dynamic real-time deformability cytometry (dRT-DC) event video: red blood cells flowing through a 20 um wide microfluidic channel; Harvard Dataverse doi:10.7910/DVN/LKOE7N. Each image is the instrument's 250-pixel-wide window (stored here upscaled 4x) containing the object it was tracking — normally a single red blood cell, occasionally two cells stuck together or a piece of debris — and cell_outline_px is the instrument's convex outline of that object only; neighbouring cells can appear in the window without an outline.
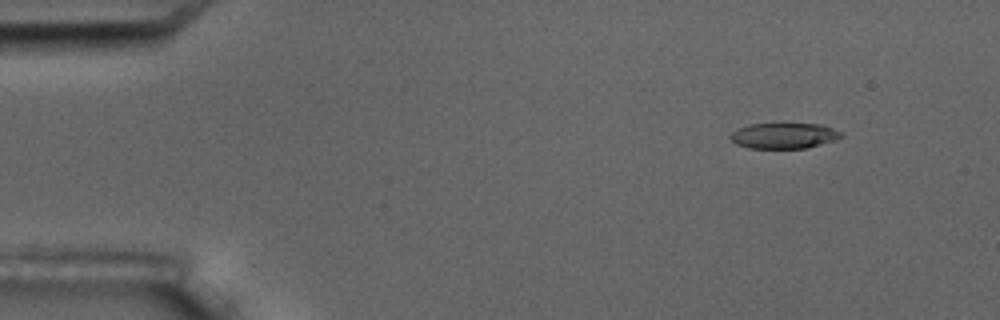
{"species": "common noctule bat (a hibernating species)", "species_latin": "Nyctalus noctula", "temperature_condition": "room temperature", "stored_images_in_passage": 4, "camera_frame_rate_fps": 3000, "um_per_image_px": 0.085, "animal": {"sex": "male", "body_mass_g": 17.5, "forearm_length_mm": 52.3}, "frame": {"image": 1, "passage_image": 2, "time_ms": 1.333, "image_size_px": [1000, 320], "cell_outline_px": [[844, 136], [836, 140], [804, 148], [748, 148], [736, 144], [728, 136], [732, 132], [748, 124], [776, 120], [820, 124], [844, 132]], "centroid_in_image_um": [66.64, 11.47], "position_along_channel_um": 18.4, "area_um2": 17.57}}